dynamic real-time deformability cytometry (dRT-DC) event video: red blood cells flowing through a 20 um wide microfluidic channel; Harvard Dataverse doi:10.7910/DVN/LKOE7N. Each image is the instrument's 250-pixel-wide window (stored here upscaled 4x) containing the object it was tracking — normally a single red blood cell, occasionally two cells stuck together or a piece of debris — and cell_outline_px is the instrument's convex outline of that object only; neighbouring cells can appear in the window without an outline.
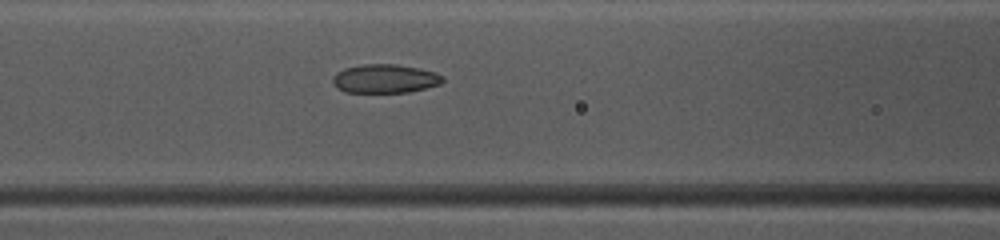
{"species": "common noctule bat (a hibernating species)", "species_latin": "Nyctalus noctula", "temperature_condition": "warm", "stored_images_in_passage": 11, "camera_frame_rate_fps": 3000, "um_per_image_px": 0.085, "animal": {"sex": "female", "body_mass_g": 10.0, "forearm_length_mm": 53.1}, "frame": {"image": 1, "passage_image": 10, "time_ms": 3.0, "image_size_px": [1000, 240], "cell_outline_px": [[444, 80], [440, 84], [408, 92], [344, 92], [332, 84], [332, 76], [336, 72], [344, 68], [360, 64], [396, 64], [420, 68], [436, 72], [444, 76]], "centroid_in_image_um": [32.7, 6.67], "position_along_channel_um": 133.9, "area_um2": 18.61}}